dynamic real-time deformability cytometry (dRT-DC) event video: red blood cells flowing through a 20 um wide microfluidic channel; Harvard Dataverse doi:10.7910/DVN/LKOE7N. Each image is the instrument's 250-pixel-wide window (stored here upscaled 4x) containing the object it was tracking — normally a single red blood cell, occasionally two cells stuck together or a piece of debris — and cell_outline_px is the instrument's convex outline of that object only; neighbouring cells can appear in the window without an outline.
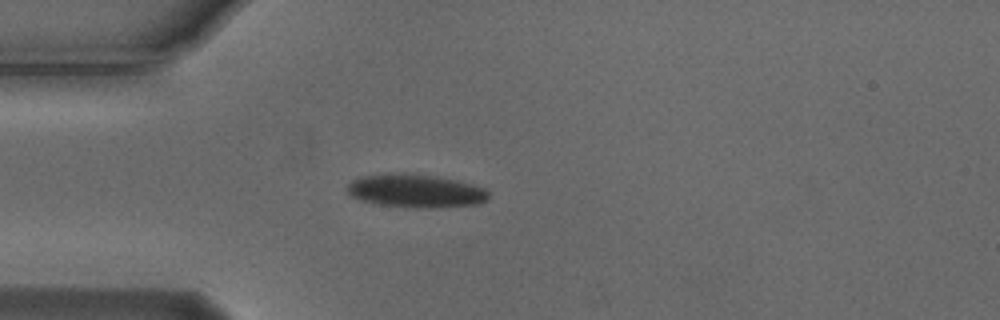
{"species": "Egyptian fruit bat (a non-hibernating species)", "species_latin": "Rousettus aegyptiacus", "temperature_condition": "cold", "stored_images_in_passage": 41, "camera_frame_rate_fps": 3000, "um_per_image_px": 0.085, "animal": {"sex": "male"}, "frame": {"image": 1, "passage_image": 1, "time_ms": 0.0, "image_size_px": [1000, 320], "cell_outline_px": [[488, 200], [480, 204], [444, 208], [404, 208], [380, 204], [360, 200], [352, 196], [348, 192], [348, 184], [352, 180], [364, 176], [388, 172], [412, 172], [436, 176], [456, 180], [472, 184], [484, 188], [488, 192]], "centroid_in_image_um": [35.36, 16.22], "position_along_channel_um": 49.6, "area_um2": 28.09}}
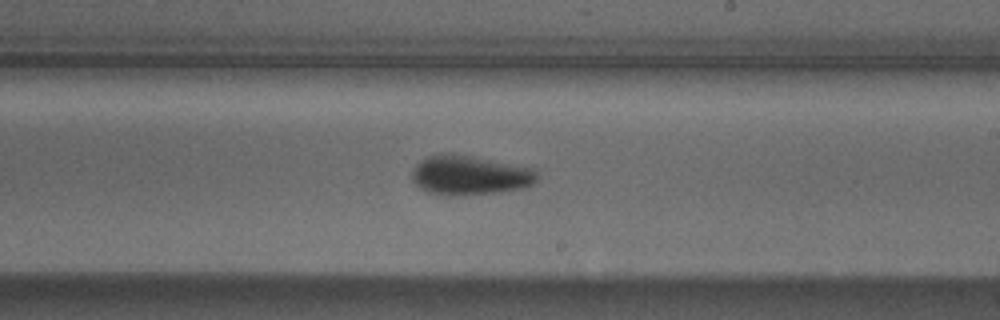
{"frame": {"image": 2, "passage_image": 18, "time_ms": 5.667, "image_size_px": [1000, 320], "cell_outline_px": [[536, 180], [532, 184], [524, 188], [500, 192], [460, 196], [448, 196], [428, 192], [420, 188], [412, 180], [412, 168], [420, 160], [428, 156], [440, 152], [452, 152], [532, 168], [536, 172]], "centroid_in_image_um": [39.87, 14.89], "position_along_channel_um": 249.1, "area_um2": 29.13}}
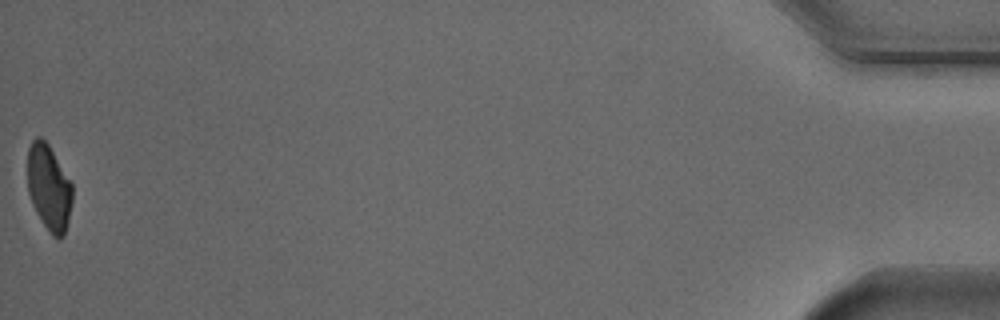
{"frame": {"image": 3, "passage_image": 41, "time_ms": 13.333, "image_size_px": [1000, 320], "cell_outline_px": [[72, 200], [68, 220], [64, 236], [60, 240], [52, 236], [36, 212], [32, 204], [28, 192], [28, 148], [32, 140], [36, 136], [40, 136], [48, 144], [72, 184]], "centroid_in_image_um": [4.15, 15.95], "position_along_channel_um": 431.0, "area_um2": 22.31}, "authors_computed_cell_mechanics": {"area_um2": 26.9348, "velocity_mm_per_s": 3.7262, "shape_relaxation_time_tau1_ms": 3.0321, "shape_relaxation_time_tau2_ms": null, "deformation_change_tau1": 0.132, "deformation_change_tau2": null}}